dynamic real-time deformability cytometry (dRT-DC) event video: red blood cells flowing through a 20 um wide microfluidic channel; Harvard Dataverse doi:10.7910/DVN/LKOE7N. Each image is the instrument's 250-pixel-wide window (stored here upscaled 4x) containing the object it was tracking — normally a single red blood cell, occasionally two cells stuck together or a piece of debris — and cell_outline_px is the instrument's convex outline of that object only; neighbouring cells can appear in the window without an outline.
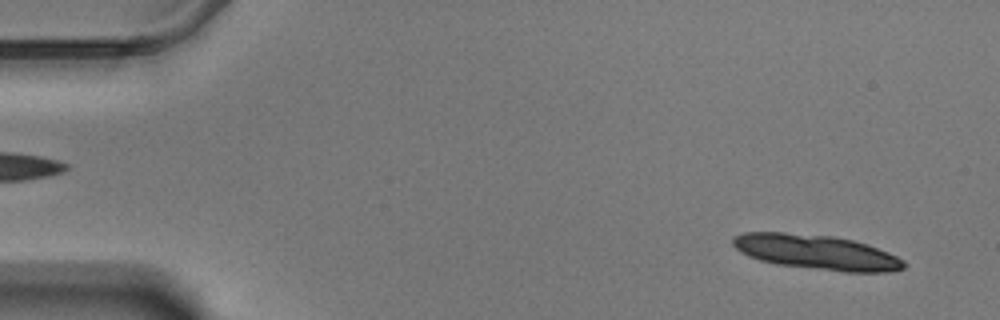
{"species": "Egyptian fruit bat (a non-hibernating species)", "species_latin": "Rousettus aegyptiacus", "temperature_condition": "warm", "stored_images_in_passage": 15, "camera_frame_rate_fps": 3000, "um_per_image_px": 0.085, "animal": {"sex": "male"}, "frame": {"image": 1, "passage_image": 3, "time_ms": 0.667, "image_size_px": [1000, 320], "cell_outline_px": [[908, 264], [904, 268], [888, 272], [844, 272], [776, 264], [760, 260], [748, 256], [740, 252], [732, 244], [732, 236], [744, 232], [784, 232], [832, 236], [852, 240], [868, 244], [888, 252], [904, 260]], "centroid_in_image_um": [69.39, 21.43], "position_along_channel_um": 15.6, "area_um2": 34.85}}